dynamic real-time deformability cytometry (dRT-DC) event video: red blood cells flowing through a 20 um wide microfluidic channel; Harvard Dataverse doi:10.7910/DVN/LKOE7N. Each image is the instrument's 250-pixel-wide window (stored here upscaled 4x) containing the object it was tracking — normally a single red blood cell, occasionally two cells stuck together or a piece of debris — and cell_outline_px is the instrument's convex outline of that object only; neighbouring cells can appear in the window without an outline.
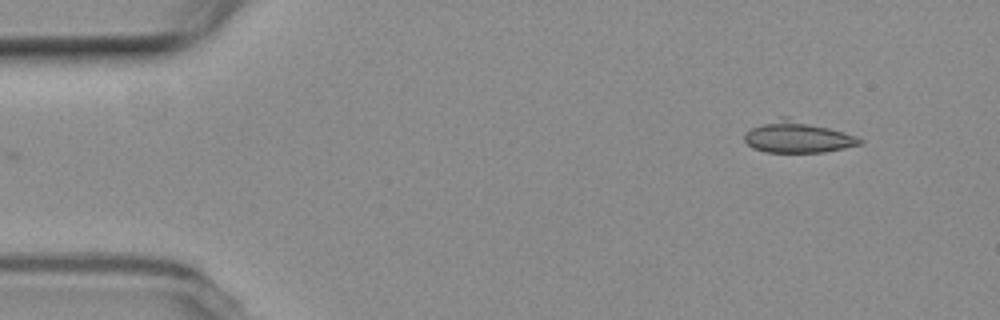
{"species": "common noctule bat (a hibernating species)", "species_latin": "Nyctalus noctula", "temperature_condition": "room temperature", "stored_images_in_passage": 6, "segment_of_instrument_passage": [2, 2], "camera_frame_rate_fps": 3000, "um_per_image_px": 0.085, "animal": {"sex": "female", "body_mass_g": 19.3, "forearm_length_mm": 54.1}, "frame": {"image": 1, "passage_image": 6, "time_ms": 6.0, "image_size_px": [1000, 320], "cell_outline_px": [[864, 144], [824, 152], [764, 152], [752, 148], [744, 140], [744, 136], [752, 128], [780, 116], [788, 116], [844, 132], [856, 136], [864, 140]], "centroid_in_image_um": [67.83, 11.64], "position_along_channel_um": 17.2, "area_um2": 21.21}}